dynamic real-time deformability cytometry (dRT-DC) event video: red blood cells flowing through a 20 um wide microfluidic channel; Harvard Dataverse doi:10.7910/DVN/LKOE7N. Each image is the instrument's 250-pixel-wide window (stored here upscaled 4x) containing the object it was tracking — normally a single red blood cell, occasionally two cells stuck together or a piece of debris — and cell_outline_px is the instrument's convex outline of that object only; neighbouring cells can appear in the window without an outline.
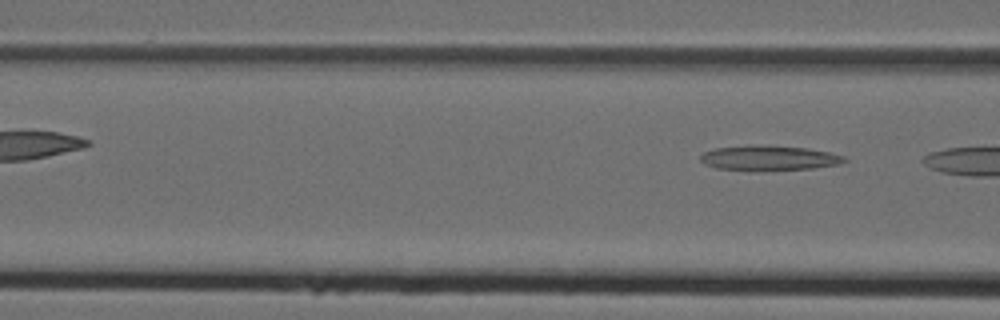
{"species": "Egyptian fruit bat (a non-hibernating species)", "species_latin": "Rousettus aegyptiacus", "temperature_condition": "cold", "stored_images_in_passage": 4, "camera_frame_rate_fps": 3000, "um_per_image_px": 0.085, "animal": {"sex": "female"}, "frame": {"image": 1, "passage_image": 4, "time_ms": 1.0, "image_size_px": [1000, 320], "cell_outline_px": [[848, 160], [840, 164], [812, 168], [752, 172], [716, 168], [704, 164], [700, 160], [700, 156], [704, 152], [716, 148], [752, 144], [756, 144], [808, 148], [828, 152], [844, 156]], "centroid_in_image_um": [65.32, 13.44], "position_along_channel_um": 101.3, "area_um2": 21.44}}